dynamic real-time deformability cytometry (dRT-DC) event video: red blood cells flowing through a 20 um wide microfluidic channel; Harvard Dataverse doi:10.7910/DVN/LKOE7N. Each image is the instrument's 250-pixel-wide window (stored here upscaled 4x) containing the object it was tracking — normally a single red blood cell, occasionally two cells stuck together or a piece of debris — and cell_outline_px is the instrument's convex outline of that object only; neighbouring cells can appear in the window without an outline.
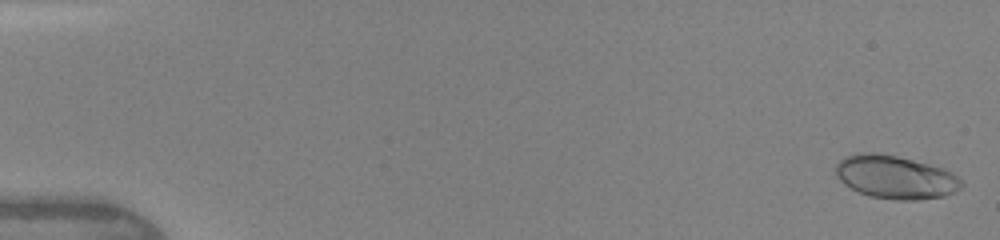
{"species": "human", "species_latin": "Homo sapiens", "temperature_condition": "warm", "stored_images_in_passage": 7, "camera_frame_rate_fps": 3000, "um_per_image_px": 0.085, "donor": {"sex": "female"}, "frame": {"image": 1, "passage_image": 1, "time_ms": 0.0, "image_size_px": [1000, 240], "cell_outline_px": [[964, 184], [960, 188], [944, 196], [916, 200], [896, 200], [872, 196], [860, 192], [844, 184], [836, 176], [836, 164], [844, 156], [860, 152], [876, 152], [896, 156], [944, 168], [952, 172]], "centroid_in_image_um": [76.09, 15.04], "position_along_channel_um": 8.9, "area_um2": 31.5}}
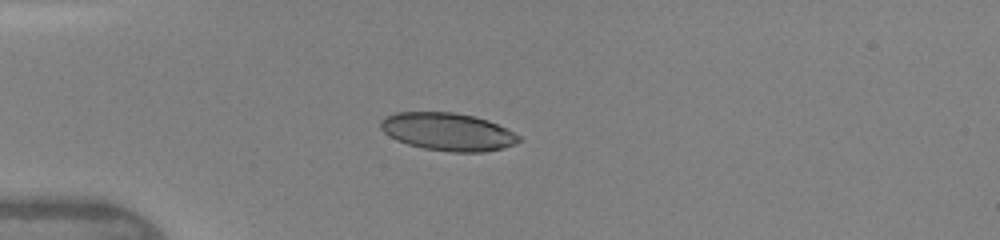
{"frame": {"image": 2, "passage_image": 5, "time_ms": 4.0, "image_size_px": [1000, 240], "cell_outline_px": [[520, 140], [504, 148], [484, 152], [452, 152], [424, 148], [408, 144], [396, 140], [384, 132], [380, 128], [380, 120], [384, 116], [396, 112], [452, 112], [472, 116], [488, 120], [520, 136]], "centroid_in_image_um": [38.01, 11.19], "position_along_channel_um": 47.0, "area_um2": 30.23}}
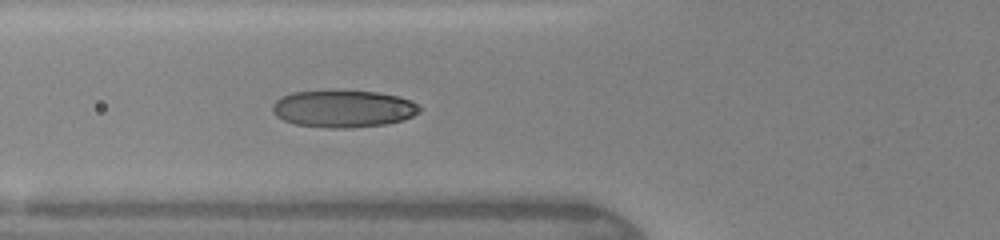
{"frame": {"image": 3, "passage_image": 7, "time_ms": 5.667, "image_size_px": [1000, 240], "cell_outline_px": [[420, 112], [404, 120], [388, 124], [352, 128], [328, 128], [296, 124], [284, 120], [276, 116], [272, 112], [272, 104], [280, 96], [292, 92], [376, 92], [396, 96], [412, 100], [420, 104]], "centroid_in_image_um": [29.2, 9.27], "position_along_channel_um": 96.6, "area_um2": 31.73}}